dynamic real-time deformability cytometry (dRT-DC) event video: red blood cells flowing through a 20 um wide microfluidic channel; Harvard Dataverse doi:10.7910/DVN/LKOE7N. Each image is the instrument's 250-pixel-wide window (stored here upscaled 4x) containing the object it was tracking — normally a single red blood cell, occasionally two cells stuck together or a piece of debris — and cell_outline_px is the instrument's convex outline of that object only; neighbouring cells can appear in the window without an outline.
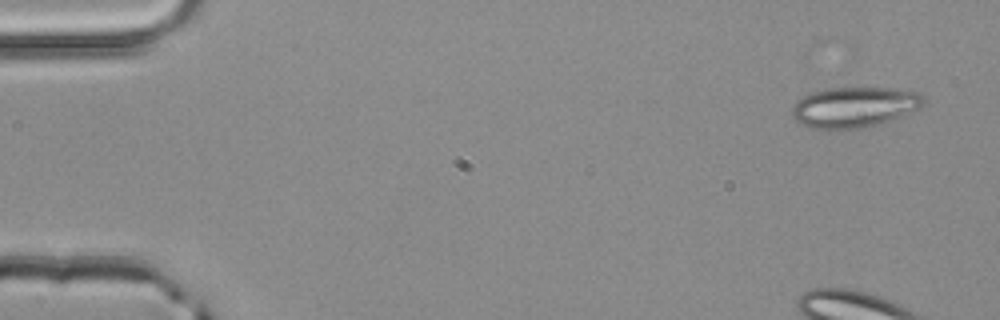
{"species": "common noctule bat (a hibernating species)", "species_latin": "Nyctalus noctula", "temperature_condition": "room temperature", "stored_images_in_passage": 51, "camera_frame_rate_fps": 3000, "um_per_image_px": 0.085, "animal": {"sex": "male", "body_mass_g": 20.4}, "frame": {"image": 1, "passage_image": 1, "time_ms": 0.0, "image_size_px": [1000, 320], "cell_outline_px": [[924, 104], [920, 108], [880, 124], [864, 128], [812, 128], [800, 124], [792, 116], [792, 108], [804, 96], [812, 92], [828, 88], [892, 88], [920, 92], [924, 96]], "centroid_in_image_um": [72.66, 9.1], "position_along_channel_um": 12.3, "area_um2": 30.81}}
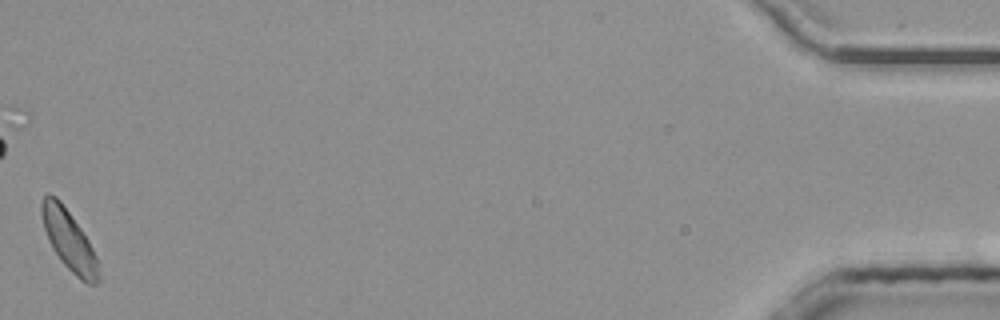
{"frame": {"image": 2, "passage_image": 51, "time_ms": 16.667, "image_size_px": [1000, 320], "cell_outline_px": [[100, 280], [96, 284], [88, 284], [80, 280], [60, 260], [52, 248], [48, 240], [44, 228], [40, 212], [40, 204], [44, 196], [48, 192], [56, 196], [60, 200], [80, 228], [88, 240], [96, 256], [100, 276]], "centroid_in_image_um": [5.84, 20.42], "position_along_channel_um": 429.4, "area_um2": 19.94}, "authors_computed_cell_mechanics": {"area_um2": 20.1722, "velocity_mm_per_s": 3.9875, "shape_relaxation_time_tau1_ms": 3.6692, "shape_relaxation_time_tau2_ms": null, "deformation_change_tau1": 0.0679, "deformation_change_tau2": null}}